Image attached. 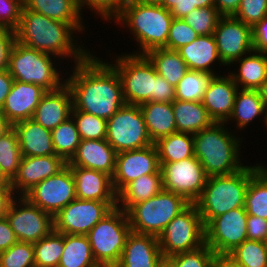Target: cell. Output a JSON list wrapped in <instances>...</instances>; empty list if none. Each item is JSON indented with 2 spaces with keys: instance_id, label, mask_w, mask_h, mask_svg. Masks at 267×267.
<instances>
[{
  "instance_id": "ac0fdd59",
  "label": "cell",
  "mask_w": 267,
  "mask_h": 267,
  "mask_svg": "<svg viewBox=\"0 0 267 267\" xmlns=\"http://www.w3.org/2000/svg\"><path fill=\"white\" fill-rule=\"evenodd\" d=\"M160 168L155 144L140 149L118 152L115 171L112 176L114 191L118 194L130 182L143 175L157 173Z\"/></svg>"
},
{
  "instance_id": "d6a6232c",
  "label": "cell",
  "mask_w": 267,
  "mask_h": 267,
  "mask_svg": "<svg viewBox=\"0 0 267 267\" xmlns=\"http://www.w3.org/2000/svg\"><path fill=\"white\" fill-rule=\"evenodd\" d=\"M153 63L157 74L174 87L189 70L185 61L176 50L155 48L145 54Z\"/></svg>"
},
{
  "instance_id": "03108f58",
  "label": "cell",
  "mask_w": 267,
  "mask_h": 267,
  "mask_svg": "<svg viewBox=\"0 0 267 267\" xmlns=\"http://www.w3.org/2000/svg\"><path fill=\"white\" fill-rule=\"evenodd\" d=\"M215 0H195L196 8L210 7L214 6Z\"/></svg>"
},
{
  "instance_id": "30bf717a",
  "label": "cell",
  "mask_w": 267,
  "mask_h": 267,
  "mask_svg": "<svg viewBox=\"0 0 267 267\" xmlns=\"http://www.w3.org/2000/svg\"><path fill=\"white\" fill-rule=\"evenodd\" d=\"M163 257L196 250L205 244V229L195 203L174 217L158 237Z\"/></svg>"
},
{
  "instance_id": "7dc6e473",
  "label": "cell",
  "mask_w": 267,
  "mask_h": 267,
  "mask_svg": "<svg viewBox=\"0 0 267 267\" xmlns=\"http://www.w3.org/2000/svg\"><path fill=\"white\" fill-rule=\"evenodd\" d=\"M198 36L183 19L174 18L164 48L177 51L182 46L192 43Z\"/></svg>"
},
{
  "instance_id": "f1b7e54d",
  "label": "cell",
  "mask_w": 267,
  "mask_h": 267,
  "mask_svg": "<svg viewBox=\"0 0 267 267\" xmlns=\"http://www.w3.org/2000/svg\"><path fill=\"white\" fill-rule=\"evenodd\" d=\"M139 107L153 143L177 132L172 103L150 101L139 105Z\"/></svg>"
},
{
  "instance_id": "8d00e7d4",
  "label": "cell",
  "mask_w": 267,
  "mask_h": 267,
  "mask_svg": "<svg viewBox=\"0 0 267 267\" xmlns=\"http://www.w3.org/2000/svg\"><path fill=\"white\" fill-rule=\"evenodd\" d=\"M248 215L267 220V168L261 167L249 180L245 194Z\"/></svg>"
},
{
  "instance_id": "836d02e7",
  "label": "cell",
  "mask_w": 267,
  "mask_h": 267,
  "mask_svg": "<svg viewBox=\"0 0 267 267\" xmlns=\"http://www.w3.org/2000/svg\"><path fill=\"white\" fill-rule=\"evenodd\" d=\"M58 267H100L86 235L64 234V249Z\"/></svg>"
},
{
  "instance_id": "f907efd6",
  "label": "cell",
  "mask_w": 267,
  "mask_h": 267,
  "mask_svg": "<svg viewBox=\"0 0 267 267\" xmlns=\"http://www.w3.org/2000/svg\"><path fill=\"white\" fill-rule=\"evenodd\" d=\"M128 0H78V5L80 10L84 4L88 5V8H93L92 10H96L99 15H101L104 19L110 20L113 16L115 18L123 5Z\"/></svg>"
},
{
  "instance_id": "bcb514c9",
  "label": "cell",
  "mask_w": 267,
  "mask_h": 267,
  "mask_svg": "<svg viewBox=\"0 0 267 267\" xmlns=\"http://www.w3.org/2000/svg\"><path fill=\"white\" fill-rule=\"evenodd\" d=\"M215 256L213 250L204 244L196 250L177 253L168 258L175 267H211Z\"/></svg>"
},
{
  "instance_id": "7bdbcfd3",
  "label": "cell",
  "mask_w": 267,
  "mask_h": 267,
  "mask_svg": "<svg viewBox=\"0 0 267 267\" xmlns=\"http://www.w3.org/2000/svg\"><path fill=\"white\" fill-rule=\"evenodd\" d=\"M81 140L106 139L107 120L92 114L76 110L71 111Z\"/></svg>"
},
{
  "instance_id": "89a4df30",
  "label": "cell",
  "mask_w": 267,
  "mask_h": 267,
  "mask_svg": "<svg viewBox=\"0 0 267 267\" xmlns=\"http://www.w3.org/2000/svg\"><path fill=\"white\" fill-rule=\"evenodd\" d=\"M8 181L4 178V176L0 172V185L7 184Z\"/></svg>"
},
{
  "instance_id": "6da1fadb",
  "label": "cell",
  "mask_w": 267,
  "mask_h": 267,
  "mask_svg": "<svg viewBox=\"0 0 267 267\" xmlns=\"http://www.w3.org/2000/svg\"><path fill=\"white\" fill-rule=\"evenodd\" d=\"M73 71L65 83L76 110L108 120L126 104L120 77L111 64L90 54Z\"/></svg>"
},
{
  "instance_id": "b9f144b4",
  "label": "cell",
  "mask_w": 267,
  "mask_h": 267,
  "mask_svg": "<svg viewBox=\"0 0 267 267\" xmlns=\"http://www.w3.org/2000/svg\"><path fill=\"white\" fill-rule=\"evenodd\" d=\"M227 256L239 267H267L265 241L246 239Z\"/></svg>"
},
{
  "instance_id": "3957f363",
  "label": "cell",
  "mask_w": 267,
  "mask_h": 267,
  "mask_svg": "<svg viewBox=\"0 0 267 267\" xmlns=\"http://www.w3.org/2000/svg\"><path fill=\"white\" fill-rule=\"evenodd\" d=\"M224 124L214 122L193 134L195 157L208 177L230 175L245 167L239 161L240 140L230 135Z\"/></svg>"
},
{
  "instance_id": "4316f807",
  "label": "cell",
  "mask_w": 267,
  "mask_h": 267,
  "mask_svg": "<svg viewBox=\"0 0 267 267\" xmlns=\"http://www.w3.org/2000/svg\"><path fill=\"white\" fill-rule=\"evenodd\" d=\"M177 51L189 70L214 74L210 64L214 63L216 59L223 64L213 34L200 35L192 43L182 46Z\"/></svg>"
},
{
  "instance_id": "d590c367",
  "label": "cell",
  "mask_w": 267,
  "mask_h": 267,
  "mask_svg": "<svg viewBox=\"0 0 267 267\" xmlns=\"http://www.w3.org/2000/svg\"><path fill=\"white\" fill-rule=\"evenodd\" d=\"M266 113L258 90L241 89L237 92L230 119H235L239 128L246 127L255 117Z\"/></svg>"
},
{
  "instance_id": "d4e9b609",
  "label": "cell",
  "mask_w": 267,
  "mask_h": 267,
  "mask_svg": "<svg viewBox=\"0 0 267 267\" xmlns=\"http://www.w3.org/2000/svg\"><path fill=\"white\" fill-rule=\"evenodd\" d=\"M75 180L76 197L80 200L117 201L112 177L104 172L69 166Z\"/></svg>"
},
{
  "instance_id": "83f0119b",
  "label": "cell",
  "mask_w": 267,
  "mask_h": 267,
  "mask_svg": "<svg viewBox=\"0 0 267 267\" xmlns=\"http://www.w3.org/2000/svg\"><path fill=\"white\" fill-rule=\"evenodd\" d=\"M24 7L48 18L71 24L77 31L84 28L78 0H23Z\"/></svg>"
},
{
  "instance_id": "6f0895ef",
  "label": "cell",
  "mask_w": 267,
  "mask_h": 267,
  "mask_svg": "<svg viewBox=\"0 0 267 267\" xmlns=\"http://www.w3.org/2000/svg\"><path fill=\"white\" fill-rule=\"evenodd\" d=\"M17 238L6 217L0 219V253L17 242Z\"/></svg>"
},
{
  "instance_id": "74e56055",
  "label": "cell",
  "mask_w": 267,
  "mask_h": 267,
  "mask_svg": "<svg viewBox=\"0 0 267 267\" xmlns=\"http://www.w3.org/2000/svg\"><path fill=\"white\" fill-rule=\"evenodd\" d=\"M215 74L188 70L175 86V100L202 102L210 80Z\"/></svg>"
},
{
  "instance_id": "6125c7cd",
  "label": "cell",
  "mask_w": 267,
  "mask_h": 267,
  "mask_svg": "<svg viewBox=\"0 0 267 267\" xmlns=\"http://www.w3.org/2000/svg\"><path fill=\"white\" fill-rule=\"evenodd\" d=\"M211 267H239L227 255H216Z\"/></svg>"
},
{
  "instance_id": "8992f818",
  "label": "cell",
  "mask_w": 267,
  "mask_h": 267,
  "mask_svg": "<svg viewBox=\"0 0 267 267\" xmlns=\"http://www.w3.org/2000/svg\"><path fill=\"white\" fill-rule=\"evenodd\" d=\"M130 232L127 212L116 206L86 234L100 267H115L118 264Z\"/></svg>"
},
{
  "instance_id": "603a6c76",
  "label": "cell",
  "mask_w": 267,
  "mask_h": 267,
  "mask_svg": "<svg viewBox=\"0 0 267 267\" xmlns=\"http://www.w3.org/2000/svg\"><path fill=\"white\" fill-rule=\"evenodd\" d=\"M116 155L117 152L106 139L81 140L67 165L101 171L112 177L115 171Z\"/></svg>"
},
{
  "instance_id": "db71d44e",
  "label": "cell",
  "mask_w": 267,
  "mask_h": 267,
  "mask_svg": "<svg viewBox=\"0 0 267 267\" xmlns=\"http://www.w3.org/2000/svg\"><path fill=\"white\" fill-rule=\"evenodd\" d=\"M246 227H247V239L255 241L267 240L266 219L253 215H248Z\"/></svg>"
},
{
  "instance_id": "d6986e66",
  "label": "cell",
  "mask_w": 267,
  "mask_h": 267,
  "mask_svg": "<svg viewBox=\"0 0 267 267\" xmlns=\"http://www.w3.org/2000/svg\"><path fill=\"white\" fill-rule=\"evenodd\" d=\"M67 162L58 155L22 156L17 175L10 182L12 189L20 190L21 196L35 187L42 180L61 171Z\"/></svg>"
},
{
  "instance_id": "9c48e42d",
  "label": "cell",
  "mask_w": 267,
  "mask_h": 267,
  "mask_svg": "<svg viewBox=\"0 0 267 267\" xmlns=\"http://www.w3.org/2000/svg\"><path fill=\"white\" fill-rule=\"evenodd\" d=\"M112 67L117 71L126 104L154 102L155 67L145 54L119 56Z\"/></svg>"
},
{
  "instance_id": "ba28073f",
  "label": "cell",
  "mask_w": 267,
  "mask_h": 267,
  "mask_svg": "<svg viewBox=\"0 0 267 267\" xmlns=\"http://www.w3.org/2000/svg\"><path fill=\"white\" fill-rule=\"evenodd\" d=\"M51 54L15 42L9 56L8 71L14 80L36 84L53 91L65 84L51 60Z\"/></svg>"
},
{
  "instance_id": "7c38bea8",
  "label": "cell",
  "mask_w": 267,
  "mask_h": 267,
  "mask_svg": "<svg viewBox=\"0 0 267 267\" xmlns=\"http://www.w3.org/2000/svg\"><path fill=\"white\" fill-rule=\"evenodd\" d=\"M160 166L164 190L183 196L189 203L200 198L208 176L195 156Z\"/></svg>"
},
{
  "instance_id": "003e7915",
  "label": "cell",
  "mask_w": 267,
  "mask_h": 267,
  "mask_svg": "<svg viewBox=\"0 0 267 267\" xmlns=\"http://www.w3.org/2000/svg\"><path fill=\"white\" fill-rule=\"evenodd\" d=\"M156 267H175V265L168 257H162Z\"/></svg>"
},
{
  "instance_id": "ab89813d",
  "label": "cell",
  "mask_w": 267,
  "mask_h": 267,
  "mask_svg": "<svg viewBox=\"0 0 267 267\" xmlns=\"http://www.w3.org/2000/svg\"><path fill=\"white\" fill-rule=\"evenodd\" d=\"M21 158L18 137L12 128L0 137V172L8 182H11L17 175Z\"/></svg>"
},
{
  "instance_id": "277c9868",
  "label": "cell",
  "mask_w": 267,
  "mask_h": 267,
  "mask_svg": "<svg viewBox=\"0 0 267 267\" xmlns=\"http://www.w3.org/2000/svg\"><path fill=\"white\" fill-rule=\"evenodd\" d=\"M262 166H245L230 174L210 176L200 198L195 202L204 227L215 217L245 206V194L250 178Z\"/></svg>"
},
{
  "instance_id": "9a60e30c",
  "label": "cell",
  "mask_w": 267,
  "mask_h": 267,
  "mask_svg": "<svg viewBox=\"0 0 267 267\" xmlns=\"http://www.w3.org/2000/svg\"><path fill=\"white\" fill-rule=\"evenodd\" d=\"M24 197L30 203L54 217L77 198L75 180L70 167L66 165L57 174L42 180Z\"/></svg>"
},
{
  "instance_id": "7a4b0ae2",
  "label": "cell",
  "mask_w": 267,
  "mask_h": 267,
  "mask_svg": "<svg viewBox=\"0 0 267 267\" xmlns=\"http://www.w3.org/2000/svg\"><path fill=\"white\" fill-rule=\"evenodd\" d=\"M74 30L71 24L48 18L23 6L15 35L16 41L23 45L61 58L70 55L75 58L76 64L84 61L90 53L81 46H75L72 38Z\"/></svg>"
},
{
  "instance_id": "a7ac6f4b",
  "label": "cell",
  "mask_w": 267,
  "mask_h": 267,
  "mask_svg": "<svg viewBox=\"0 0 267 267\" xmlns=\"http://www.w3.org/2000/svg\"><path fill=\"white\" fill-rule=\"evenodd\" d=\"M140 2L147 3V4H161L163 0H139Z\"/></svg>"
},
{
  "instance_id": "e0dca14e",
  "label": "cell",
  "mask_w": 267,
  "mask_h": 267,
  "mask_svg": "<svg viewBox=\"0 0 267 267\" xmlns=\"http://www.w3.org/2000/svg\"><path fill=\"white\" fill-rule=\"evenodd\" d=\"M213 36L223 65H229L247 52H253L252 27L233 16H222Z\"/></svg>"
},
{
  "instance_id": "cb8c5ba5",
  "label": "cell",
  "mask_w": 267,
  "mask_h": 267,
  "mask_svg": "<svg viewBox=\"0 0 267 267\" xmlns=\"http://www.w3.org/2000/svg\"><path fill=\"white\" fill-rule=\"evenodd\" d=\"M162 257L158 237L131 231L115 267H156Z\"/></svg>"
},
{
  "instance_id": "5b68a950",
  "label": "cell",
  "mask_w": 267,
  "mask_h": 267,
  "mask_svg": "<svg viewBox=\"0 0 267 267\" xmlns=\"http://www.w3.org/2000/svg\"><path fill=\"white\" fill-rule=\"evenodd\" d=\"M115 19L129 26L136 40L138 39L142 52L136 54H146L152 49L166 46L174 17L159 4L128 0Z\"/></svg>"
},
{
  "instance_id": "f5cc1de1",
  "label": "cell",
  "mask_w": 267,
  "mask_h": 267,
  "mask_svg": "<svg viewBox=\"0 0 267 267\" xmlns=\"http://www.w3.org/2000/svg\"><path fill=\"white\" fill-rule=\"evenodd\" d=\"M175 100V87L168 83L155 69L154 102L172 103Z\"/></svg>"
},
{
  "instance_id": "8fae6325",
  "label": "cell",
  "mask_w": 267,
  "mask_h": 267,
  "mask_svg": "<svg viewBox=\"0 0 267 267\" xmlns=\"http://www.w3.org/2000/svg\"><path fill=\"white\" fill-rule=\"evenodd\" d=\"M106 140L118 152L154 144L139 105L125 104L107 120Z\"/></svg>"
},
{
  "instance_id": "5bb4252c",
  "label": "cell",
  "mask_w": 267,
  "mask_h": 267,
  "mask_svg": "<svg viewBox=\"0 0 267 267\" xmlns=\"http://www.w3.org/2000/svg\"><path fill=\"white\" fill-rule=\"evenodd\" d=\"M245 207L232 209L212 219L205 227V244L216 255H228L247 239Z\"/></svg>"
},
{
  "instance_id": "f6af8a7d",
  "label": "cell",
  "mask_w": 267,
  "mask_h": 267,
  "mask_svg": "<svg viewBox=\"0 0 267 267\" xmlns=\"http://www.w3.org/2000/svg\"><path fill=\"white\" fill-rule=\"evenodd\" d=\"M0 267H34L33 243L17 241L1 252Z\"/></svg>"
},
{
  "instance_id": "9f6ffc18",
  "label": "cell",
  "mask_w": 267,
  "mask_h": 267,
  "mask_svg": "<svg viewBox=\"0 0 267 267\" xmlns=\"http://www.w3.org/2000/svg\"><path fill=\"white\" fill-rule=\"evenodd\" d=\"M253 49L267 53V16L252 27Z\"/></svg>"
},
{
  "instance_id": "4dcf8cb0",
  "label": "cell",
  "mask_w": 267,
  "mask_h": 267,
  "mask_svg": "<svg viewBox=\"0 0 267 267\" xmlns=\"http://www.w3.org/2000/svg\"><path fill=\"white\" fill-rule=\"evenodd\" d=\"M163 190L161 169L154 174L143 175L127 184L117 194V204L127 212L134 204L141 203Z\"/></svg>"
},
{
  "instance_id": "7402d4cb",
  "label": "cell",
  "mask_w": 267,
  "mask_h": 267,
  "mask_svg": "<svg viewBox=\"0 0 267 267\" xmlns=\"http://www.w3.org/2000/svg\"><path fill=\"white\" fill-rule=\"evenodd\" d=\"M72 108V92L65 83L60 88L44 94L35 109L32 120L52 131L71 117Z\"/></svg>"
},
{
  "instance_id": "ffe728a7",
  "label": "cell",
  "mask_w": 267,
  "mask_h": 267,
  "mask_svg": "<svg viewBox=\"0 0 267 267\" xmlns=\"http://www.w3.org/2000/svg\"><path fill=\"white\" fill-rule=\"evenodd\" d=\"M46 92L47 90L39 85L14 80L0 112L12 125L22 120L32 119L35 109Z\"/></svg>"
},
{
  "instance_id": "11a10c76",
  "label": "cell",
  "mask_w": 267,
  "mask_h": 267,
  "mask_svg": "<svg viewBox=\"0 0 267 267\" xmlns=\"http://www.w3.org/2000/svg\"><path fill=\"white\" fill-rule=\"evenodd\" d=\"M160 5L170 11L171 15L177 19L184 18L196 9L195 0H163Z\"/></svg>"
},
{
  "instance_id": "44dd1931",
  "label": "cell",
  "mask_w": 267,
  "mask_h": 267,
  "mask_svg": "<svg viewBox=\"0 0 267 267\" xmlns=\"http://www.w3.org/2000/svg\"><path fill=\"white\" fill-rule=\"evenodd\" d=\"M238 89L231 75L212 77L204 93L202 104L214 122L228 121Z\"/></svg>"
},
{
  "instance_id": "2644e50d",
  "label": "cell",
  "mask_w": 267,
  "mask_h": 267,
  "mask_svg": "<svg viewBox=\"0 0 267 267\" xmlns=\"http://www.w3.org/2000/svg\"><path fill=\"white\" fill-rule=\"evenodd\" d=\"M265 117H264V122H265V124L267 125V111H266V114L264 115ZM266 128H267V126H266Z\"/></svg>"
},
{
  "instance_id": "1f68e13d",
  "label": "cell",
  "mask_w": 267,
  "mask_h": 267,
  "mask_svg": "<svg viewBox=\"0 0 267 267\" xmlns=\"http://www.w3.org/2000/svg\"><path fill=\"white\" fill-rule=\"evenodd\" d=\"M251 53L236 60L240 62L239 74L230 73V75L238 88L241 84V89L257 90L267 79V53L254 50L252 55Z\"/></svg>"
},
{
  "instance_id": "4fadbf2b",
  "label": "cell",
  "mask_w": 267,
  "mask_h": 267,
  "mask_svg": "<svg viewBox=\"0 0 267 267\" xmlns=\"http://www.w3.org/2000/svg\"><path fill=\"white\" fill-rule=\"evenodd\" d=\"M116 206L117 201L76 198L53 217L54 230L62 234L86 235Z\"/></svg>"
},
{
  "instance_id": "680465c9",
  "label": "cell",
  "mask_w": 267,
  "mask_h": 267,
  "mask_svg": "<svg viewBox=\"0 0 267 267\" xmlns=\"http://www.w3.org/2000/svg\"><path fill=\"white\" fill-rule=\"evenodd\" d=\"M14 199L16 198L14 197V190L12 189L10 182L0 185V219L6 217L9 207Z\"/></svg>"
},
{
  "instance_id": "52a82bcc",
  "label": "cell",
  "mask_w": 267,
  "mask_h": 267,
  "mask_svg": "<svg viewBox=\"0 0 267 267\" xmlns=\"http://www.w3.org/2000/svg\"><path fill=\"white\" fill-rule=\"evenodd\" d=\"M189 204L183 196L163 189L127 211L131 231L159 237L169 222Z\"/></svg>"
},
{
  "instance_id": "60d3db41",
  "label": "cell",
  "mask_w": 267,
  "mask_h": 267,
  "mask_svg": "<svg viewBox=\"0 0 267 267\" xmlns=\"http://www.w3.org/2000/svg\"><path fill=\"white\" fill-rule=\"evenodd\" d=\"M51 133L56 155L68 162L75 154L81 141L74 118L69 117L54 128Z\"/></svg>"
},
{
  "instance_id": "ee69618b",
  "label": "cell",
  "mask_w": 267,
  "mask_h": 267,
  "mask_svg": "<svg viewBox=\"0 0 267 267\" xmlns=\"http://www.w3.org/2000/svg\"><path fill=\"white\" fill-rule=\"evenodd\" d=\"M222 15L215 6L196 8L182 18L199 36L212 35Z\"/></svg>"
},
{
  "instance_id": "681fc988",
  "label": "cell",
  "mask_w": 267,
  "mask_h": 267,
  "mask_svg": "<svg viewBox=\"0 0 267 267\" xmlns=\"http://www.w3.org/2000/svg\"><path fill=\"white\" fill-rule=\"evenodd\" d=\"M23 0H0V28L16 30L20 24Z\"/></svg>"
},
{
  "instance_id": "91938a15",
  "label": "cell",
  "mask_w": 267,
  "mask_h": 267,
  "mask_svg": "<svg viewBox=\"0 0 267 267\" xmlns=\"http://www.w3.org/2000/svg\"><path fill=\"white\" fill-rule=\"evenodd\" d=\"M14 78L8 70L0 71V110L2 109L7 95L10 93Z\"/></svg>"
},
{
  "instance_id": "be15d7a7",
  "label": "cell",
  "mask_w": 267,
  "mask_h": 267,
  "mask_svg": "<svg viewBox=\"0 0 267 267\" xmlns=\"http://www.w3.org/2000/svg\"><path fill=\"white\" fill-rule=\"evenodd\" d=\"M13 128V125L0 112V137L4 136Z\"/></svg>"
},
{
  "instance_id": "e7e4bbea",
  "label": "cell",
  "mask_w": 267,
  "mask_h": 267,
  "mask_svg": "<svg viewBox=\"0 0 267 267\" xmlns=\"http://www.w3.org/2000/svg\"><path fill=\"white\" fill-rule=\"evenodd\" d=\"M257 90L267 111V79L264 83L261 84V86Z\"/></svg>"
},
{
  "instance_id": "2e32d148",
  "label": "cell",
  "mask_w": 267,
  "mask_h": 267,
  "mask_svg": "<svg viewBox=\"0 0 267 267\" xmlns=\"http://www.w3.org/2000/svg\"><path fill=\"white\" fill-rule=\"evenodd\" d=\"M12 201L6 218L18 241L35 243L54 230L53 216L30 203L24 196ZM20 208V209H19Z\"/></svg>"
},
{
  "instance_id": "f546056e",
  "label": "cell",
  "mask_w": 267,
  "mask_h": 267,
  "mask_svg": "<svg viewBox=\"0 0 267 267\" xmlns=\"http://www.w3.org/2000/svg\"><path fill=\"white\" fill-rule=\"evenodd\" d=\"M177 132L196 134L211 126L214 121L202 102H172Z\"/></svg>"
},
{
  "instance_id": "94428289",
  "label": "cell",
  "mask_w": 267,
  "mask_h": 267,
  "mask_svg": "<svg viewBox=\"0 0 267 267\" xmlns=\"http://www.w3.org/2000/svg\"><path fill=\"white\" fill-rule=\"evenodd\" d=\"M241 0H215L214 6L222 16H233L239 8Z\"/></svg>"
},
{
  "instance_id": "f35d334b",
  "label": "cell",
  "mask_w": 267,
  "mask_h": 267,
  "mask_svg": "<svg viewBox=\"0 0 267 267\" xmlns=\"http://www.w3.org/2000/svg\"><path fill=\"white\" fill-rule=\"evenodd\" d=\"M34 246V267H58L64 249V234L53 230Z\"/></svg>"
},
{
  "instance_id": "c3c4849f",
  "label": "cell",
  "mask_w": 267,
  "mask_h": 267,
  "mask_svg": "<svg viewBox=\"0 0 267 267\" xmlns=\"http://www.w3.org/2000/svg\"><path fill=\"white\" fill-rule=\"evenodd\" d=\"M267 16V0H241L236 13V19L253 27Z\"/></svg>"
},
{
  "instance_id": "e575fe53",
  "label": "cell",
  "mask_w": 267,
  "mask_h": 267,
  "mask_svg": "<svg viewBox=\"0 0 267 267\" xmlns=\"http://www.w3.org/2000/svg\"><path fill=\"white\" fill-rule=\"evenodd\" d=\"M176 132L155 142L160 163L181 161L194 154L193 134Z\"/></svg>"
},
{
  "instance_id": "816d5d0a",
  "label": "cell",
  "mask_w": 267,
  "mask_h": 267,
  "mask_svg": "<svg viewBox=\"0 0 267 267\" xmlns=\"http://www.w3.org/2000/svg\"><path fill=\"white\" fill-rule=\"evenodd\" d=\"M15 42L14 30L0 28V71L8 70L9 56Z\"/></svg>"
},
{
  "instance_id": "484cf974",
  "label": "cell",
  "mask_w": 267,
  "mask_h": 267,
  "mask_svg": "<svg viewBox=\"0 0 267 267\" xmlns=\"http://www.w3.org/2000/svg\"><path fill=\"white\" fill-rule=\"evenodd\" d=\"M22 156L56 155L52 133L32 119L22 120L13 124Z\"/></svg>"
}]
</instances>
